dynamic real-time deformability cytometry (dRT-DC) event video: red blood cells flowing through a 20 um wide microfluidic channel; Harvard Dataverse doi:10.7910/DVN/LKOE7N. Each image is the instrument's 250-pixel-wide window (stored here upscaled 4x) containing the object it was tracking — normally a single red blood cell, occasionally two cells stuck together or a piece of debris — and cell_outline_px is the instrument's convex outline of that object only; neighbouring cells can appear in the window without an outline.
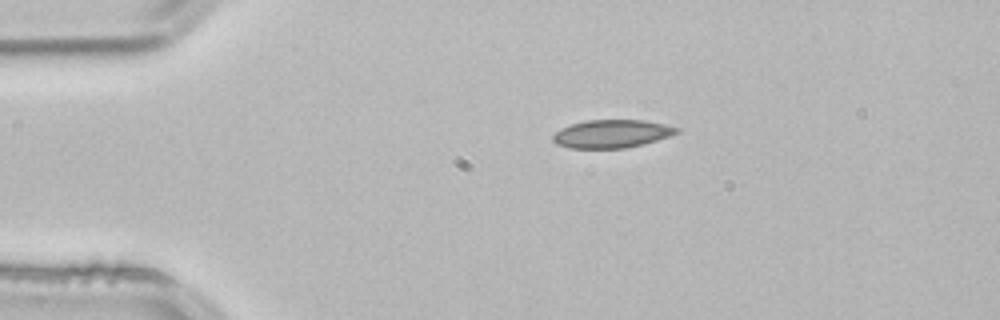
{"species": "common noctule bat (a hibernating species)", "species_latin": "Nyctalus noctula", "temperature_condition": "room temperature", "stored_images_in_passage": 43, "camera_frame_rate_fps": 3000, "um_per_image_px": 0.085, "animal": {"sex": "male", "body_mass_g": 21.5, "forearm_length_mm": 52.0}, "frame": {"image": 1, "passage_image": 1, "time_ms": 0.0, "image_size_px": [1000, 320], "cell_outline_px": [[680, 132], [644, 144], [624, 148], [568, 148], [556, 144], [552, 140], [552, 136], [560, 128], [572, 124], [588, 120], [644, 120], [664, 124], [680, 128]], "centroid_in_image_um": [51.99, 11.37], "position_along_channel_um": 33.0, "area_um2": 20.23}}
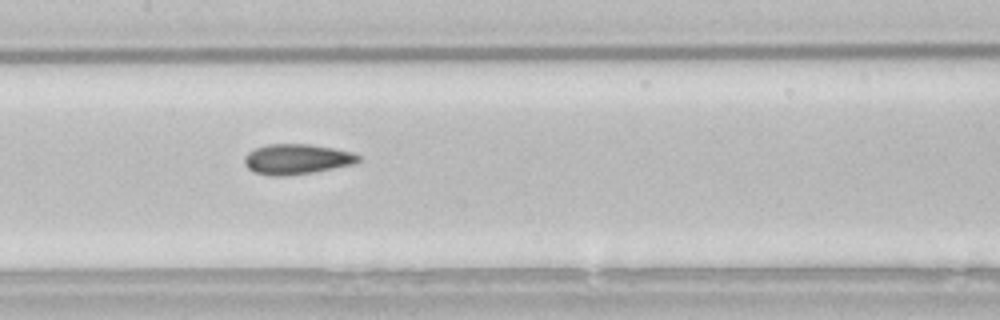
{"frame": {"image": 2, "passage_image": 16, "time_ms": 5.0, "image_size_px": [1000, 320], "cell_outline_px": [[360, 160], [352, 164], [312, 172], [280, 176], [276, 176], [256, 172], [248, 168], [244, 164], [244, 156], [248, 152], [256, 148], [268, 144], [312, 144], [352, 152], [360, 156]], "centroid_in_image_um": [25.2, 13.51], "position_along_channel_um": 182.2, "area_um2": 19.77}}
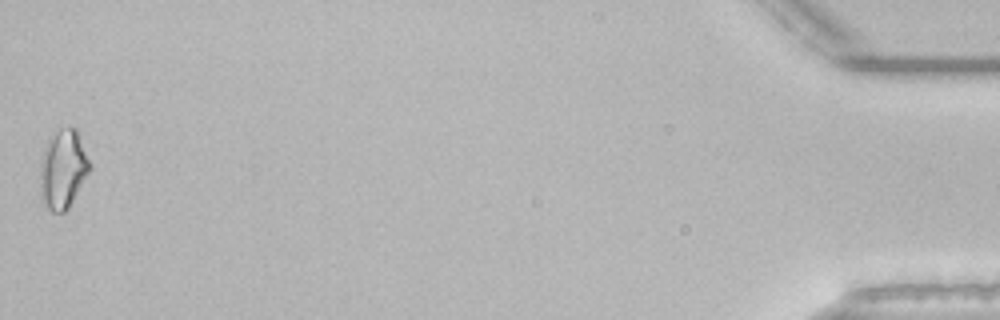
{"frame": {"image": 3, "passage_image": 43, "time_ms": 14.0, "image_size_px": [1000, 320], "cell_outline_px": [[92, 164], [88, 172], [68, 208], [64, 212], [52, 212], [48, 208], [40, 196], [40, 160], [48, 136], [60, 128], [76, 128]], "centroid_in_image_um": [5.33, 14.34], "position_along_channel_um": 429.9, "area_um2": 22.83}, "authors_computed_cell_mechanics": {"area_um2": 19.5942, "velocity_mm_per_s": 3.8677, "shape_relaxation_time_tau1_ms": null, "shape_relaxation_time_tau2_ms": 3.8647, "deformation_change_tau1": null, "deformation_change_tau2": 0.0848}}